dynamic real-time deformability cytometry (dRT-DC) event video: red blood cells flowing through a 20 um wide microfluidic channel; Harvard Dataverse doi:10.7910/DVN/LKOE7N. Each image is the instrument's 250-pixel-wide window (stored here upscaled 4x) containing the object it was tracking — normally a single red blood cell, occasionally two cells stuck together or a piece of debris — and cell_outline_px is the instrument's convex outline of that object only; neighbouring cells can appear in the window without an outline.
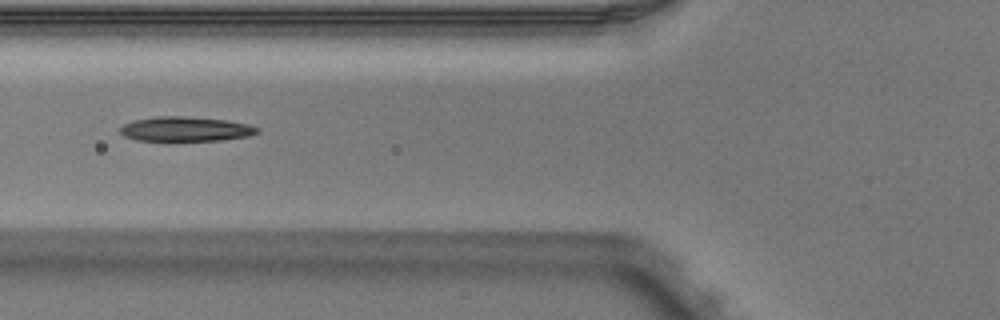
{"species": "Egyptian fruit bat (a non-hibernating species)", "species_latin": "Rousettus aegyptiacus", "temperature_condition": "warm", "stored_images_in_passage": 4, "camera_frame_rate_fps": 3000, "um_per_image_px": 0.085, "animal": {"sex": "male"}, "frame": {"image": 1, "passage_image": 4, "time_ms": 1.0, "image_size_px": [1000, 320], "cell_outline_px": [[260, 132], [248, 136], [220, 140], [136, 140], [124, 136], [120, 132], [120, 128], [124, 124], [132, 120], [156, 116], [180, 116], [224, 120], [248, 124], [260, 128]], "centroid_in_image_um": [15.76, 10.96], "position_along_channel_um": 110.0, "area_um2": 19.48}}